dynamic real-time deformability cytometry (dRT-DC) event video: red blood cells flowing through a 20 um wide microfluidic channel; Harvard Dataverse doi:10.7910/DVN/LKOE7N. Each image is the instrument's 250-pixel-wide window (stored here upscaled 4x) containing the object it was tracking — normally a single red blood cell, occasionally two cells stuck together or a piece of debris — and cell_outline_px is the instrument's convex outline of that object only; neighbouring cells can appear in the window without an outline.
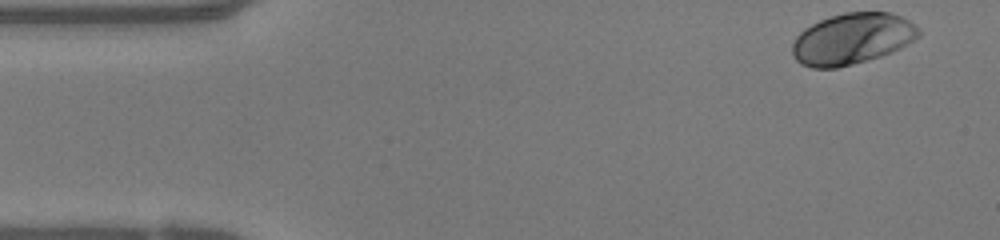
{"species": "human", "species_latin": "Homo sapiens", "temperature_condition": "warm", "stored_images_in_passage": 48, "camera_frame_rate_fps": 3000, "um_per_image_px": 0.085, "donor": {"sex": "female"}, "frame": {"image": 1, "passage_image": 1, "time_ms": 0.0, "image_size_px": [1000, 240], "cell_outline_px": [[920, 36], [900, 48], [892, 52], [880, 56], [852, 64], [836, 68], [812, 68], [800, 64], [796, 60], [792, 52], [792, 44], [796, 36], [804, 28], [828, 16], [844, 12], [892, 12], [916, 24], [920, 28]], "centroid_in_image_um": [72.43, 3.28], "position_along_channel_um": 12.6, "area_um2": 37.86}}
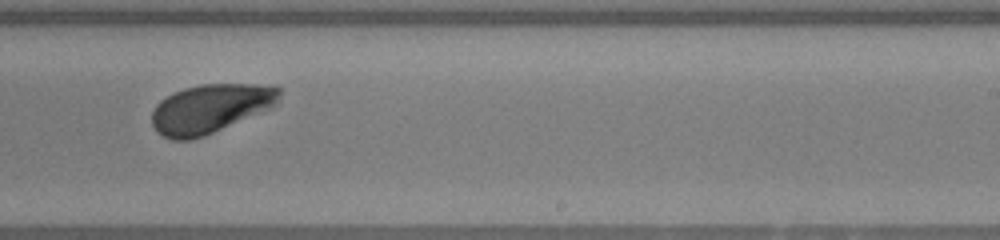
{"frame": {"image": 2, "passage_image": 28, "time_ms": 9.0, "image_size_px": [1000, 240], "cell_outline_px": [[280, 96], [276, 104], [204, 136], [188, 140], [172, 140], [156, 132], [152, 124], [152, 112], [156, 104], [160, 100], [172, 92], [184, 88], [200, 84], [256, 84], [280, 88]], "centroid_in_image_um": [17.8, 9.22], "position_along_channel_um": 271.2, "area_um2": 35.84}}
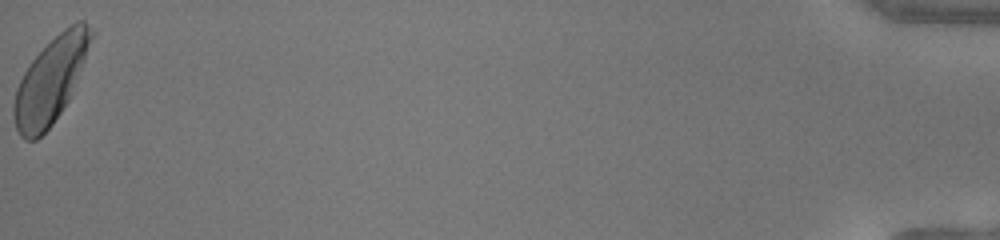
{"frame": {"image": 3, "passage_image": 48, "time_ms": 15.667, "image_size_px": [1000, 240], "cell_outline_px": [[96, 32], [68, 100], [52, 124], [36, 140], [24, 140], [20, 136], [16, 128], [12, 108], [16, 88], [24, 72], [32, 60], [64, 28], [76, 20], [84, 20]], "centroid_in_image_um": [4.31, 6.81], "position_along_channel_um": 430.9, "area_um2": 37.97}, "authors_computed_cell_mechanics": {"area_um2": 36.6741, "velocity_mm_per_s": 4.0375, "shape_relaxation_time_tau1_ms": 1.9844, "shape_relaxation_time_tau2_ms": null, "deformation_change_tau1": 0.1332, "deformation_change_tau2": null}}